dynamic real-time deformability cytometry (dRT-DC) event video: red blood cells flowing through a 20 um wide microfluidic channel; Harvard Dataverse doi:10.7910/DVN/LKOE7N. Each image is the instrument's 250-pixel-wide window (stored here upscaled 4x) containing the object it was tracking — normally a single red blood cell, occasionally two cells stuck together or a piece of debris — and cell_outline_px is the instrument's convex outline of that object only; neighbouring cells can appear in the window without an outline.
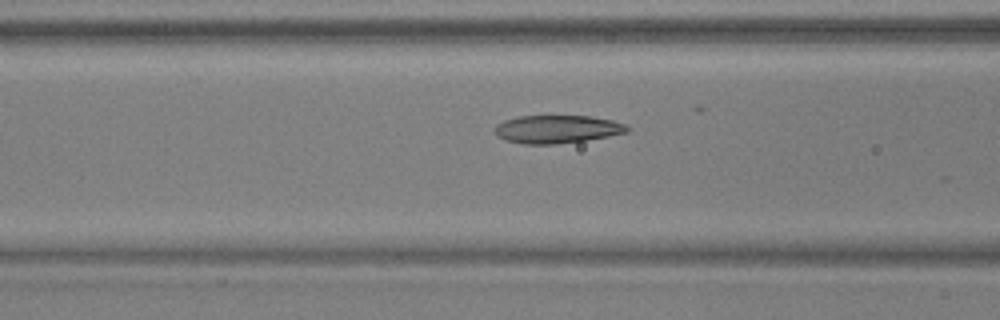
{"species": "common noctule bat (a hibernating species)", "species_latin": "Nyctalus noctula", "temperature_condition": "warm", "stored_images_in_passage": 37, "camera_frame_rate_fps": 3000, "um_per_image_px": 0.085, "animal": {"sex": "male", "body_mass_g": 17.9, "forearm_length_mm": 54.2}, "frame": {"image": 1, "passage_image": 12, "time_ms": 3.667, "image_size_px": [1000, 320], "cell_outline_px": [[628, 132], [608, 136], [584, 140], [556, 144], [524, 144], [504, 140], [496, 136], [496, 124], [504, 120], [520, 116], [592, 116], [612, 120], [624, 124], [628, 128]], "centroid_in_image_um": [47.32, 10.98], "position_along_channel_um": 119.3, "area_um2": 21.5}}
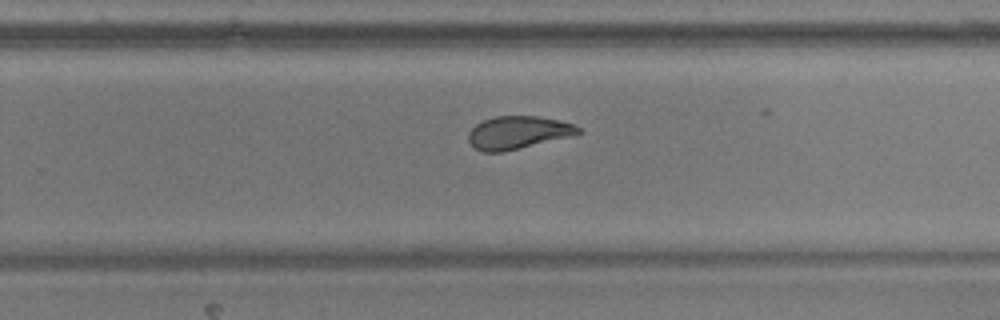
{"frame": {"image": 2, "passage_image": 25, "time_ms": 8.0, "image_size_px": [1000, 320], "cell_outline_px": [[584, 132], [572, 136], [504, 152], [484, 152], [476, 148], [468, 140], [468, 132], [476, 124], [484, 120], [496, 116], [536, 116], [560, 120], [572, 124], [580, 128]], "centroid_in_image_um": [44.05, 11.27], "position_along_channel_um": 285.8, "area_um2": 21.04}}
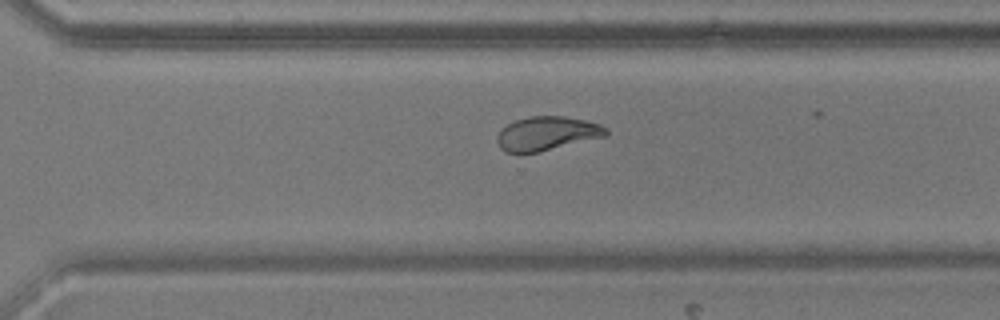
{"frame": {"image": 3, "passage_image": 28, "time_ms": 9.0, "image_size_px": [1000, 320], "cell_outline_px": [[608, 132], [604, 136], [536, 152], [504, 152], [500, 148], [496, 140], [496, 136], [508, 124], [516, 120], [528, 116], [564, 116], [584, 120], [600, 124], [608, 128]], "centroid_in_image_um": [46.47, 11.33], "position_along_channel_um": 324.1, "area_um2": 21.1}, "authors_computed_cell_mechanics": {"area_um2": 21.1548, "velocity_mm_per_s": 3.855, "shape_relaxation_time_tau1_ms": 8.4023, "shape_relaxation_time_tau2_ms": 1.4248, "deformation_change_tau1": 0.2398, "deformation_change_tau2": 0.074}}